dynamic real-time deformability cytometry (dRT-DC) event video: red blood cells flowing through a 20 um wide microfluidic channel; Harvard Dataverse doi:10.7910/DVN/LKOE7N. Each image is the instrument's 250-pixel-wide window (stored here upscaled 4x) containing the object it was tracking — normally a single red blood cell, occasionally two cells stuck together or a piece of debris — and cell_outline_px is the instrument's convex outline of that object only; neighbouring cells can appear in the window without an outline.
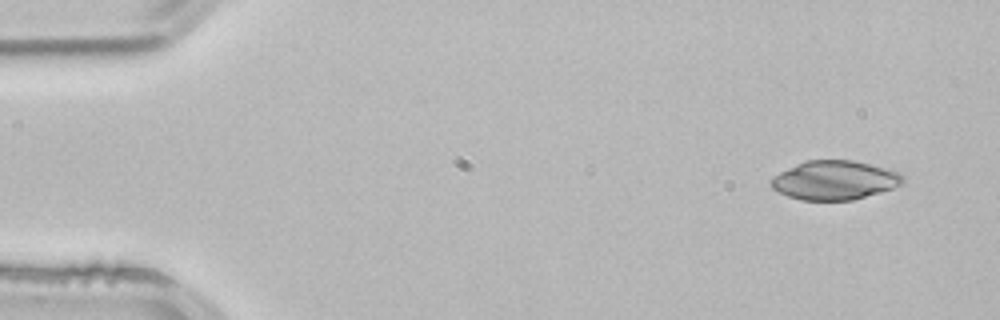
{"species": "common noctule bat (a hibernating species)", "species_latin": "Nyctalus noctula", "temperature_condition": "room temperature", "stored_images_in_passage": 4, "camera_frame_rate_fps": 3000, "um_per_image_px": 0.085, "animal": {"sex": "male", "body_mass_g": 21.5, "forearm_length_mm": 52.0}, "frame": {"image": 1, "passage_image": 1, "time_ms": 0.0, "image_size_px": [1000, 320], "cell_outline_px": [[904, 184], [892, 188], [852, 200], [800, 200], [788, 196], [772, 188], [768, 180], [780, 172], [796, 164], [808, 160], [852, 160], [868, 164], [896, 172], [904, 176]], "centroid_in_image_um": [70.9, 15.32], "position_along_channel_um": 14.1, "area_um2": 29.65}}